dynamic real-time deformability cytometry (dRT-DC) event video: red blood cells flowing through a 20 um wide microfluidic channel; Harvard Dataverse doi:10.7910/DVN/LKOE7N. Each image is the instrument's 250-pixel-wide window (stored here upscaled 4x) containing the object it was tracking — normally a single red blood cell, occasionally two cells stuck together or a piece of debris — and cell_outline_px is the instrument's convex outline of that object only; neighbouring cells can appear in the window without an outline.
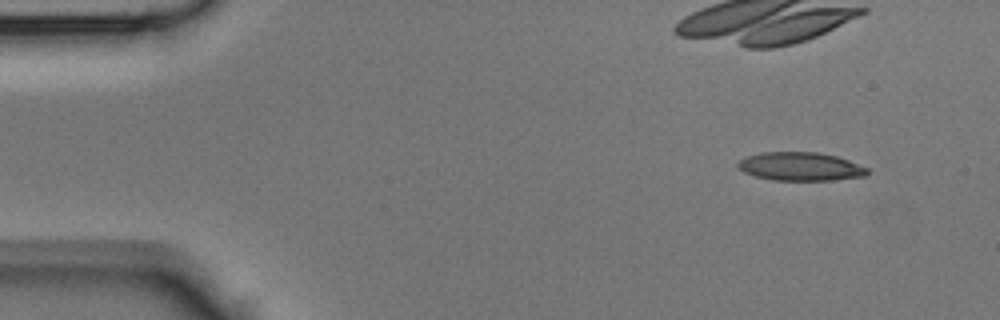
{"species": "Egyptian fruit bat (a non-hibernating species)", "species_latin": "Rousettus aegyptiacus", "temperature_condition": "room temperature", "stored_images_in_passage": 14, "camera_frame_rate_fps": 3000, "um_per_image_px": 0.085, "animal": {"sex": "male"}, "frame": {"image": 1, "passage_image": 3, "time_ms": 0.667, "image_size_px": [1000, 320], "cell_outline_px": [[868, 172], [864, 176], [832, 180], [772, 180], [756, 176], [744, 172], [736, 164], [740, 160], [748, 156], [764, 152], [816, 152], [836, 156], [848, 160], [868, 168]], "centroid_in_image_um": [68.04, 14.15], "position_along_channel_um": 17.0, "area_um2": 21.21}}